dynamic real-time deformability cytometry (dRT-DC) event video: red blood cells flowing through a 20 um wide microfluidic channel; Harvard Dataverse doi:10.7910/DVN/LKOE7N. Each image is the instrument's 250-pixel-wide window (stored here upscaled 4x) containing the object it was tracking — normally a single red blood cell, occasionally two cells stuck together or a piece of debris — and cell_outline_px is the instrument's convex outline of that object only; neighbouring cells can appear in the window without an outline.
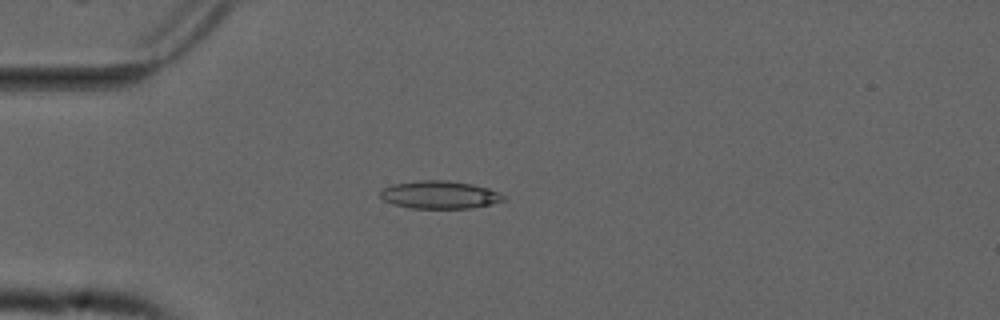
{"species": "common noctule bat (a hibernating species)", "species_latin": "Nyctalus noctula", "temperature_condition": "cold", "stored_images_in_passage": 31, "camera_frame_rate_fps": 3000, "um_per_image_px": 0.085, "animal": {"sex": "male", "forearm_length_mm": 52.5}, "frame": {"image": 1, "passage_image": 15, "time_ms": 4.667, "image_size_px": [1000, 320], "cell_outline_px": [[504, 200], [492, 204], [468, 208], [412, 208], [392, 204], [384, 200], [380, 196], [380, 192], [384, 188], [392, 184], [416, 180], [448, 180], [472, 184], [488, 188], [500, 192], [504, 196]], "centroid_in_image_um": [37.36, 16.55], "position_along_channel_um": 47.6, "area_um2": 20.0}}
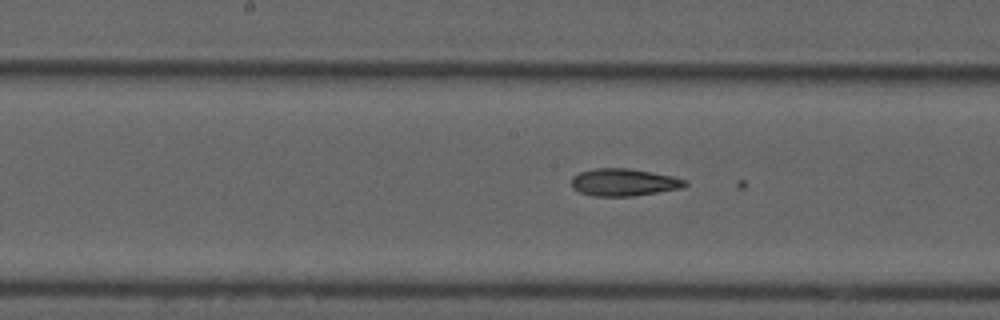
{"frame": {"image": 2, "passage_image": 28, "time_ms": 9.0, "image_size_px": [1000, 320], "cell_outline_px": [[688, 184], [680, 188], [632, 196], [592, 196], [580, 192], [572, 188], [572, 176], [580, 172], [596, 168], [628, 168], [672, 176], [688, 180]], "centroid_in_image_um": [53.0, 15.49], "position_along_channel_um": 195.2, "area_um2": 17.98}}